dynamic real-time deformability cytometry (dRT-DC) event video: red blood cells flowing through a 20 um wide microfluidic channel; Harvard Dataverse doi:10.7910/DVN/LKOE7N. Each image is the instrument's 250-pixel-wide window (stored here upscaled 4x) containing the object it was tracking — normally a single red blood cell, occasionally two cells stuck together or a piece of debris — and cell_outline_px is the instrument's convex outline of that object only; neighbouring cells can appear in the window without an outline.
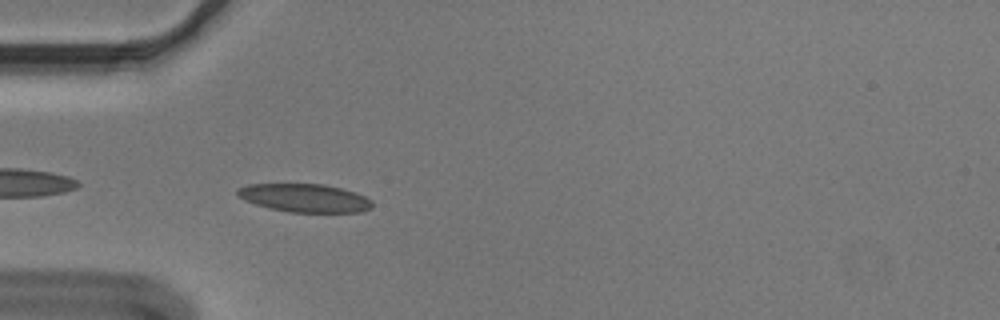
{"species": "Egyptian fruit bat (a non-hibernating species)", "species_latin": "Rousettus aegyptiacus", "temperature_condition": "cold", "stored_images_in_passage": 36, "camera_frame_rate_fps": 3000, "um_per_image_px": 0.085, "animal": {"sex": "male"}, "frame": {"image": 1, "passage_image": 2, "time_ms": 0.333, "image_size_px": [1000, 320], "cell_outline_px": [[372, 208], [360, 212], [288, 212], [268, 208], [244, 200], [236, 192], [236, 188], [248, 184], [324, 184], [356, 192], [372, 200]], "centroid_in_image_um": [25.9, 16.83], "position_along_channel_um": 59.1, "area_um2": 22.25}}
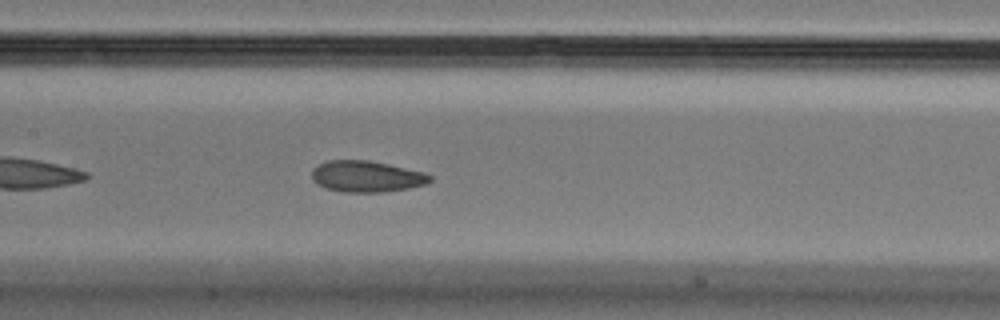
{"frame": {"image": 2, "passage_image": 12, "time_ms": 3.667, "image_size_px": [1000, 320], "cell_outline_px": [[432, 180], [424, 184], [408, 188], [384, 192], [344, 192], [328, 188], [316, 184], [312, 180], [312, 168], [328, 160], [368, 160], [388, 164], [424, 172], [432, 176]], "centroid_in_image_um": [31.14, 14.99], "position_along_channel_um": 176.3, "area_um2": 21.44}}
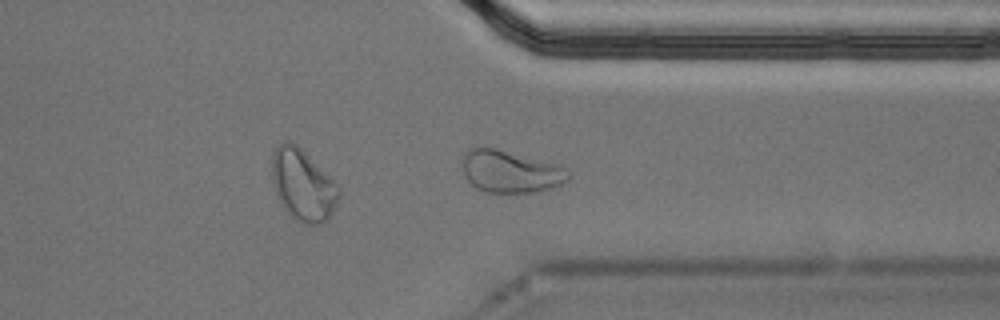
{"frame": {"image": 3, "passage_image": 28, "time_ms": 9.0, "image_size_px": [1000, 320], "cell_outline_px": [[572, 176], [568, 180], [552, 188], [532, 192], [488, 192], [476, 188], [468, 180], [464, 172], [464, 156], [468, 148], [496, 148], [556, 164], [568, 168]], "centroid_in_image_um": [43.44, 14.58], "position_along_channel_um": 368.0, "area_um2": 25.78}, "authors_computed_cell_mechanics": {"area_um2": 22.1663, "velocity_mm_per_s": 3.6039, "shape_relaxation_time_tau1_ms": 5.013, "shape_relaxation_time_tau2_ms": 2.1338, "deformation_change_tau1": 0.1354, "deformation_change_tau2": 0.0687}}